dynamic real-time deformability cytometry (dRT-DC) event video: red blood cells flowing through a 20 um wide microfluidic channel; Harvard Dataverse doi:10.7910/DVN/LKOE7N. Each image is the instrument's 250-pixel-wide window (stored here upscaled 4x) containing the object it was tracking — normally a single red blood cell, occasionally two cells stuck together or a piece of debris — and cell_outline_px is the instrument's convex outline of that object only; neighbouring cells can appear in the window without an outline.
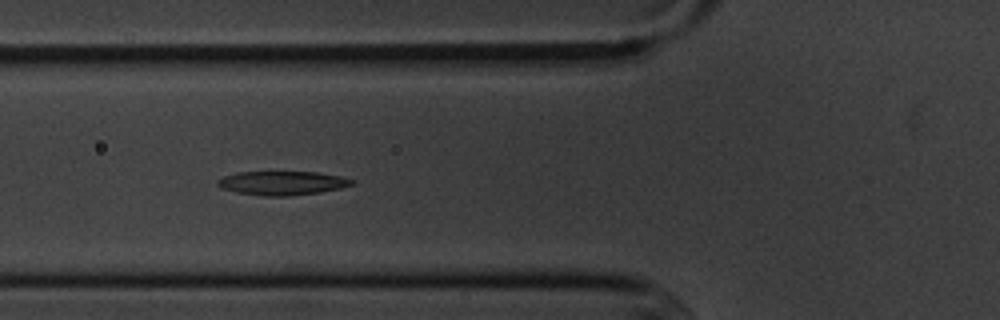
{"species": "common noctule bat (a hibernating species)", "species_latin": "Nyctalus noctula", "temperature_condition": "cold", "stored_images_in_passage": 8, "camera_frame_rate_fps": 3000, "um_per_image_px": 0.085, "animal": {"sex": "male", "body_mass_g": 20.1, "forearm_length_mm": 53.5}, "frame": {"image": 1, "passage_image": 3, "time_ms": 2.0, "image_size_px": [1000, 320], "cell_outline_px": [[356, 184], [340, 188], [320, 192], [288, 196], [264, 196], [236, 192], [220, 188], [216, 184], [216, 180], [224, 176], [236, 172], [316, 172], [340, 176], [356, 180]], "centroid_in_image_um": [23.99, 15.56], "position_along_channel_um": 101.8, "area_um2": 18.84}}
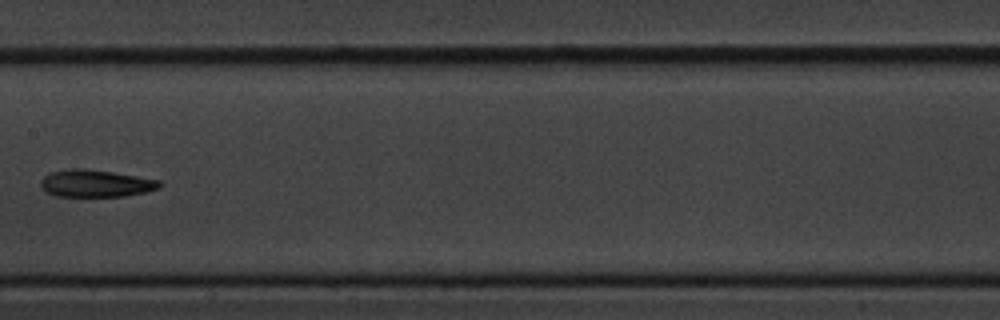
{"frame": {"image": 2, "passage_image": 5, "time_ms": 4.667, "image_size_px": [1000, 320], "cell_outline_px": [[164, 184], [160, 188], [144, 192], [124, 196], [56, 196], [48, 192], [40, 184], [40, 180], [48, 172], [68, 168], [88, 168], [160, 180]], "centroid_in_image_um": [8.13, 15.57], "position_along_channel_um": 199.3, "area_um2": 18.96}}
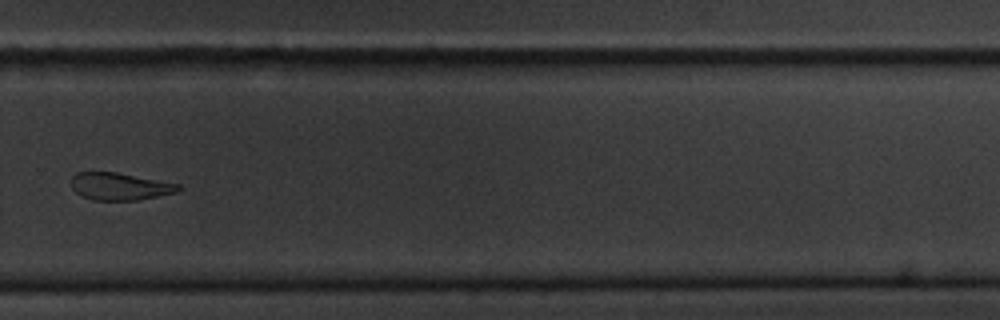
{"frame": {"image": 3, "passage_image": 8, "time_ms": 8.0, "image_size_px": [1000, 320], "cell_outline_px": [[184, 188], [176, 192], [136, 200], [92, 200], [80, 196], [72, 188], [72, 176], [76, 172], [116, 172], [180, 184]], "centroid_in_image_um": [10.17, 15.84], "position_along_channel_um": 319.6, "area_um2": 17.05}}